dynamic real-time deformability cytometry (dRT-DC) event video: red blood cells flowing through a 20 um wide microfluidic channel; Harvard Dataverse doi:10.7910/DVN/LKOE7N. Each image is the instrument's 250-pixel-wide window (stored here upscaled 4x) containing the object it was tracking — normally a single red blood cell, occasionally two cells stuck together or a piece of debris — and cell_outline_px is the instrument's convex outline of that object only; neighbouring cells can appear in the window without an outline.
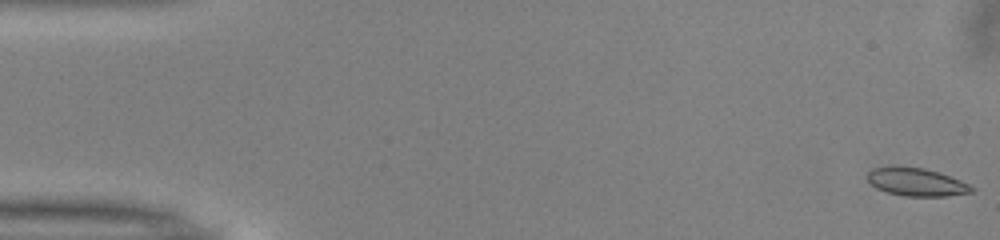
{"species": "common noctule bat (a hibernating species)", "species_latin": "Nyctalus noctula", "temperature_condition": "warm", "stored_images_in_passage": 51, "camera_frame_rate_fps": 3000, "um_per_image_px": 0.085, "animal": {"sex": "male", "body_mass_g": 13.0, "forearm_length_mm": 53.1}, "frame": {"image": 1, "passage_image": 1, "time_ms": 0.0, "image_size_px": [1000, 240], "cell_outline_px": [[976, 188], [972, 192], [944, 196], [904, 196], [888, 192], [876, 188], [868, 180], [868, 172], [872, 168], [924, 168], [940, 172], [960, 180]], "centroid_in_image_um": [77.94, 15.49], "position_along_channel_um": 7.1, "area_um2": 16.53}}
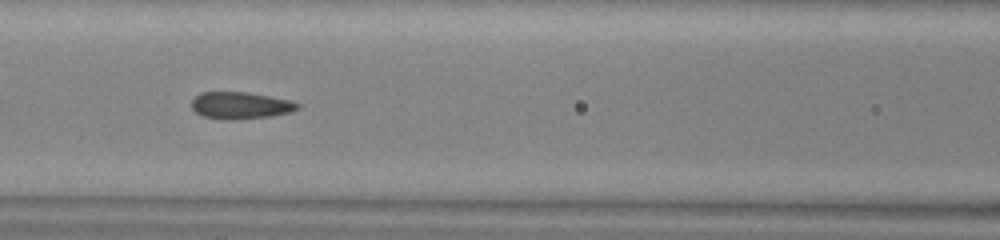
{"frame": {"image": 2, "passage_image": 22, "time_ms": 7.0, "image_size_px": [1000, 240], "cell_outline_px": [[300, 108], [288, 112], [272, 116], [232, 120], [224, 120], [204, 116], [196, 112], [192, 108], [192, 100], [200, 92], [244, 92], [292, 100], [300, 104]], "centroid_in_image_um": [20.44, 8.96], "position_along_channel_um": 146.2, "area_um2": 16.59}}
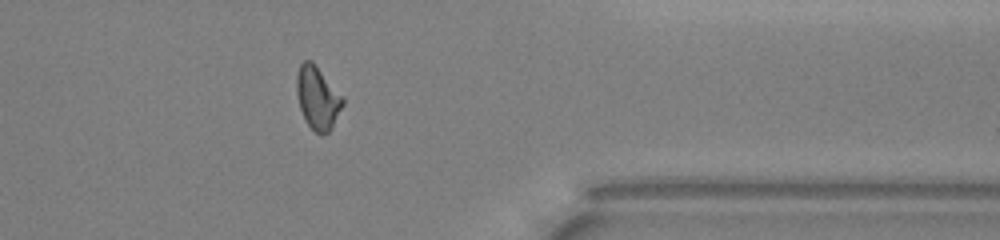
{"frame": {"image": 3, "passage_image": 41, "time_ms": 13.333, "image_size_px": [1000, 240], "cell_outline_px": [[344, 104], [332, 128], [328, 132], [320, 136], [304, 120], [300, 108], [296, 92], [296, 76], [300, 64], [304, 60], [312, 60], [344, 96]], "centroid_in_image_um": [27.01, 8.31], "position_along_channel_um": 384.4, "area_um2": 17.22}, "authors_computed_cell_mechanics": {"area_um2": 16.762, "velocity_mm_per_s": 4.0325, "shape_relaxation_time_tau1_ms": 4.8566, "shape_relaxation_time_tau2_ms": 1.3626, "deformation_change_tau1": 0.1113, "deformation_change_tau2": 0.0697}}